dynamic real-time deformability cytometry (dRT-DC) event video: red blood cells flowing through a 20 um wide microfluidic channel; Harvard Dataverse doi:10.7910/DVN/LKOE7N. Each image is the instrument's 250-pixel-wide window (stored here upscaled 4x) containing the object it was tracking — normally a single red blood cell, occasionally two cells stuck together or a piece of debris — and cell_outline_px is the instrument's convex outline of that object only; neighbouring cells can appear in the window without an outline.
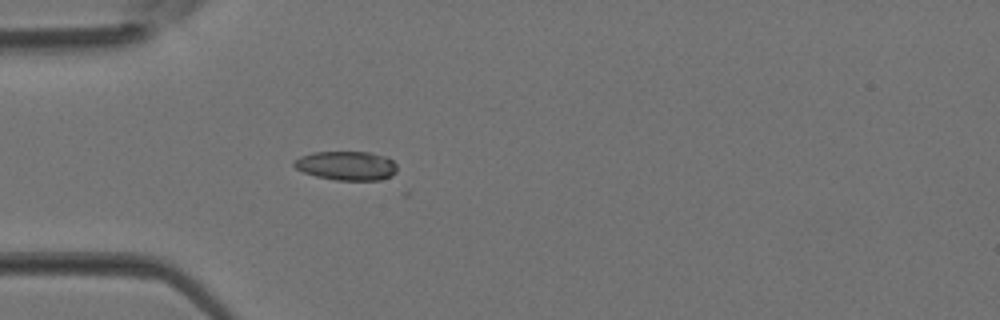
{"species": "Egyptian fruit bat (a non-hibernating species)", "species_latin": "Rousettus aegyptiacus", "temperature_condition": "room temperature", "stored_images_in_passage": 19, "camera_frame_rate_fps": 3000, "um_per_image_px": 0.085, "animal": {"sex": "female"}, "frame": {"image": 1, "passage_image": 11, "time_ms": 3.333, "image_size_px": [1000, 320], "cell_outline_px": [[396, 172], [392, 176], [380, 180], [336, 180], [316, 176], [304, 172], [296, 168], [292, 164], [292, 160], [300, 156], [312, 152], [368, 152], [384, 156], [392, 160], [396, 164]], "centroid_in_image_um": [29.43, 14.08], "position_along_channel_um": 55.6, "area_um2": 17.51}}
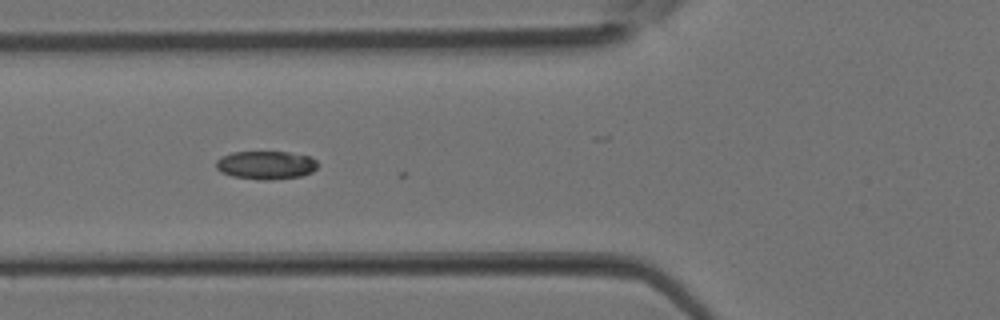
{"frame": {"image": 2, "passage_image": 14, "time_ms": 4.333, "image_size_px": [1000, 320], "cell_outline_px": [[320, 164], [312, 172], [300, 176], [268, 180], [260, 180], [232, 176], [220, 172], [216, 168], [216, 160], [220, 156], [232, 152], [288, 152], [308, 156], [316, 160]], "centroid_in_image_um": [22.58, 14.03], "position_along_channel_um": 103.2, "area_um2": 16.88}}
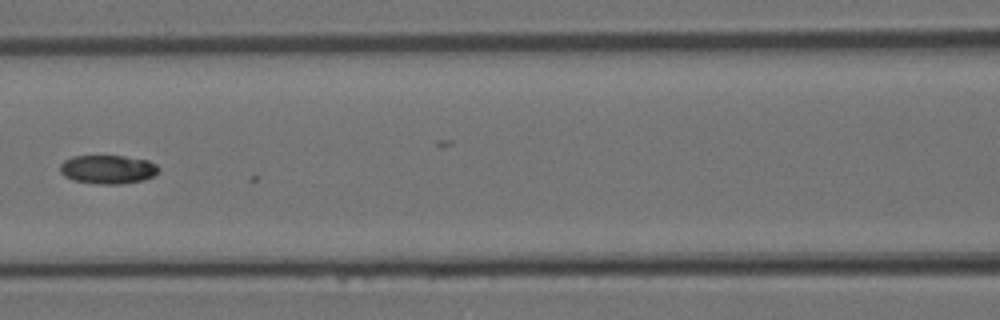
{"frame": {"image": 3, "passage_image": 17, "time_ms": 5.333, "image_size_px": [1000, 320], "cell_outline_px": [[160, 172], [144, 180], [120, 184], [96, 184], [72, 180], [64, 176], [60, 172], [60, 164], [64, 160], [72, 156], [124, 156], [148, 160], [156, 164], [160, 168]], "centroid_in_image_um": [9.17, 14.4], "position_along_channel_um": 157.4, "area_um2": 16.7}}